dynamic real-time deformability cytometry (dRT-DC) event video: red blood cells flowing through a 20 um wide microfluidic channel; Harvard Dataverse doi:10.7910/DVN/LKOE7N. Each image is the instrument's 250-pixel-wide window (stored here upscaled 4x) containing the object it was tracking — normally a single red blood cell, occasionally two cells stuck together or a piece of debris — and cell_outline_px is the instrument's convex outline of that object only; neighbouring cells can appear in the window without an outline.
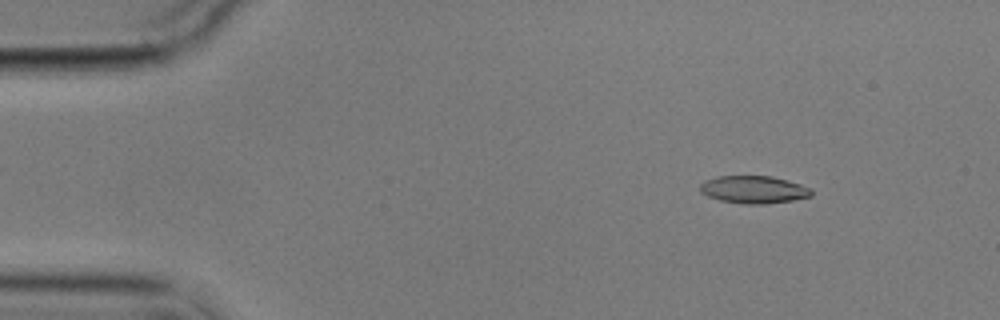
{"species": "common noctule bat (a hibernating species)", "species_latin": "Nyctalus noctula", "temperature_condition": "cold", "stored_images_in_passage": 5, "camera_frame_rate_fps": 3000, "um_per_image_px": 0.085, "animal": {"sex": "male", "body_mass_g": 17.9}, "frame": {"image": 1, "passage_image": 2, "time_ms": 1.333, "image_size_px": [1000, 320], "cell_outline_px": [[812, 196], [792, 200], [764, 204], [744, 204], [720, 200], [708, 196], [700, 192], [700, 184], [704, 180], [716, 176], [772, 176], [800, 184], [812, 188]], "centroid_in_image_um": [64.05, 16.11], "position_along_channel_um": 20.9, "area_um2": 17.92}}
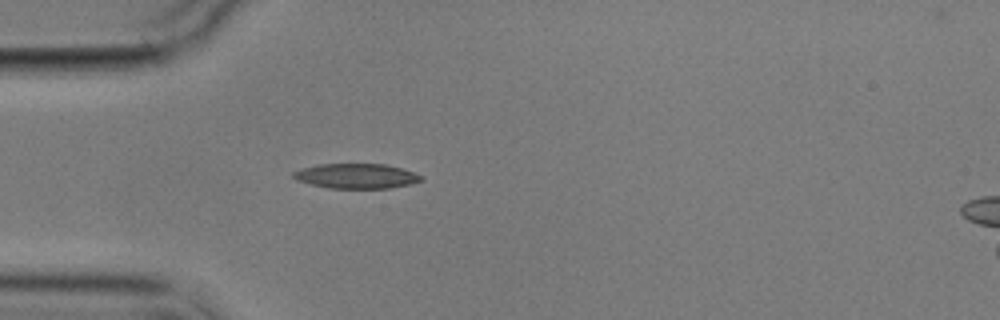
{"frame": {"image": 2, "passage_image": 4, "time_ms": 4.333, "image_size_px": [1000, 320], "cell_outline_px": [[424, 180], [408, 184], [388, 188], [328, 188], [296, 180], [292, 176], [292, 172], [300, 168], [316, 164], [384, 164], [400, 168], [424, 176]], "centroid_in_image_um": [30.25, 14.95], "position_along_channel_um": 54.8, "area_um2": 18.5}}